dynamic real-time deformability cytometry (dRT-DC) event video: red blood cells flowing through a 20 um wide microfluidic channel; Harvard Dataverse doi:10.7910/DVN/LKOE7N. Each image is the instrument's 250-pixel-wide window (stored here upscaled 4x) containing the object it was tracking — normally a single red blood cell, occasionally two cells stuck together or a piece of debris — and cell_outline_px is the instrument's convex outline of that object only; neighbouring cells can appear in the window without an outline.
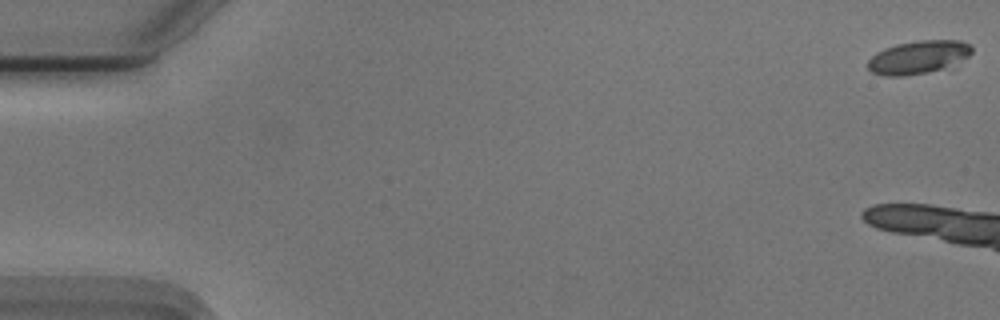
{"species": "Egyptian fruit bat (a non-hibernating species)", "species_latin": "Rousettus aegyptiacus", "temperature_condition": "cold", "stored_images_in_passage": 9, "camera_frame_rate_fps": 3000, "um_per_image_px": 0.085, "animal": {"sex": "male"}, "frame": {"image": 1, "passage_image": 1, "time_ms": 0.0, "image_size_px": [1000, 320], "cell_outline_px": [[972, 52], [956, 68], [908, 76], [884, 76], [872, 72], [868, 68], [868, 60], [876, 52], [884, 48], [896, 44], [916, 40], [960, 40], [968, 44], [972, 48]], "centroid_in_image_um": [78.12, 4.89], "position_along_channel_um": 6.9, "area_um2": 20.87}}